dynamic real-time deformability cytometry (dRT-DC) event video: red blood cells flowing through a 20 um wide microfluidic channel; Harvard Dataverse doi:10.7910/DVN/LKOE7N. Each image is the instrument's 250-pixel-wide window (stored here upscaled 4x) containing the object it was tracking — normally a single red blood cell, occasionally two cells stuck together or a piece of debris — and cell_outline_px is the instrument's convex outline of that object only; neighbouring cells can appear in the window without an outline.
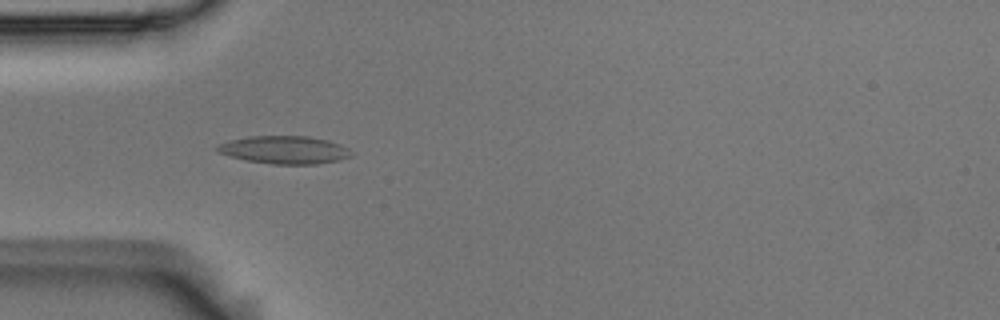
{"species": "Egyptian fruit bat (a non-hibernating species)", "species_latin": "Rousettus aegyptiacus", "temperature_condition": "room temperature", "stored_images_in_passage": 4, "camera_frame_rate_fps": 3000, "um_per_image_px": 0.085, "animal": {"sex": "male"}, "frame": {"image": 1, "passage_image": 3, "time_ms": 0.667, "image_size_px": [1000, 320], "cell_outline_px": [[352, 156], [340, 160], [316, 164], [272, 164], [248, 160], [216, 152], [212, 148], [216, 144], [228, 140], [248, 136], [308, 136], [328, 140], [340, 144], [348, 148], [352, 152]], "centroid_in_image_um": [24.15, 12.73], "position_along_channel_um": 60.9, "area_um2": 21.96}}
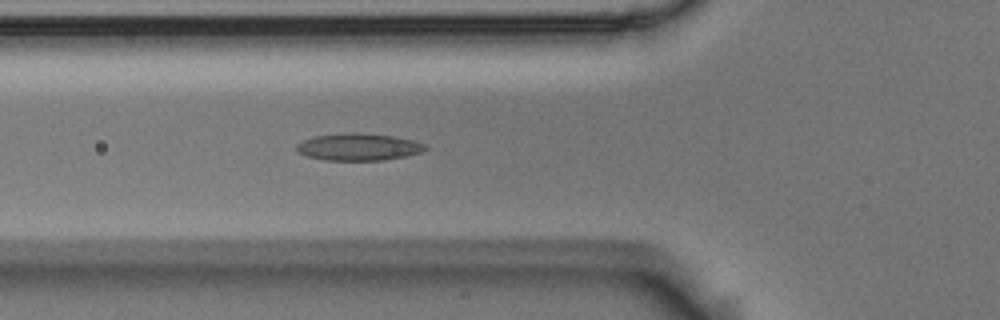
{"frame": {"image": 2, "passage_image": 4, "time_ms": 1.0, "image_size_px": [1000, 320], "cell_outline_px": [[428, 148], [420, 152], [404, 156], [384, 160], [324, 160], [308, 156], [300, 152], [296, 148], [296, 144], [312, 136], [352, 132], [360, 132], [392, 136], [412, 140], [428, 144]], "centroid_in_image_um": [30.49, 12.48], "position_along_channel_um": 95.3, "area_um2": 20.29}}